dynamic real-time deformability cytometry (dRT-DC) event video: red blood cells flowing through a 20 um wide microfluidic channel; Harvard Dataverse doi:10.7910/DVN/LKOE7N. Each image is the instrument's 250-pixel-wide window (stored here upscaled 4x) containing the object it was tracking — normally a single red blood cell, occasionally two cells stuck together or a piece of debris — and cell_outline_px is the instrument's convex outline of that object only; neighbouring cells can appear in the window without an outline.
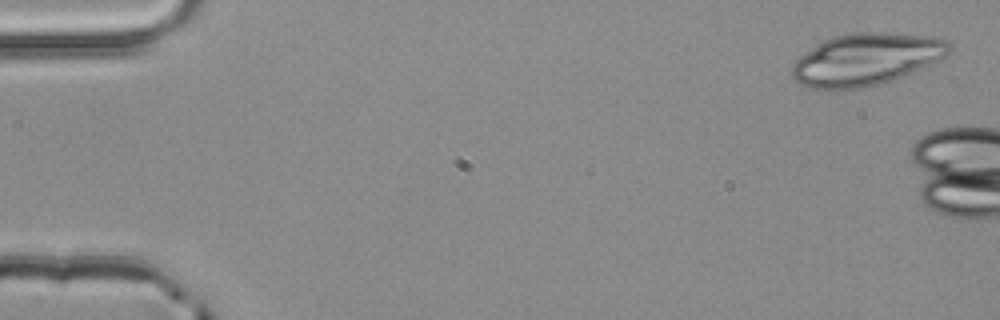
{"species": "common noctule bat (a hibernating species)", "species_latin": "Nyctalus noctula", "temperature_condition": "room temperature", "stored_images_in_passage": 2, "camera_frame_rate_fps": 3000, "um_per_image_px": 0.085, "animal": {"sex": "male", "body_mass_g": 20.4}, "frame": {"image": 1, "passage_image": 1, "time_ms": 0.0, "image_size_px": [1000, 320], "cell_outline_px": [[952, 48], [944, 56], [904, 76], [880, 84], [864, 88], [808, 88], [800, 84], [792, 76], [792, 64], [800, 56], [816, 44], [824, 40], [836, 36], [856, 32], [884, 32], [936, 36], [948, 40]], "centroid_in_image_um": [73.63, 5.03], "position_along_channel_um": 11.4, "area_um2": 47.4}}